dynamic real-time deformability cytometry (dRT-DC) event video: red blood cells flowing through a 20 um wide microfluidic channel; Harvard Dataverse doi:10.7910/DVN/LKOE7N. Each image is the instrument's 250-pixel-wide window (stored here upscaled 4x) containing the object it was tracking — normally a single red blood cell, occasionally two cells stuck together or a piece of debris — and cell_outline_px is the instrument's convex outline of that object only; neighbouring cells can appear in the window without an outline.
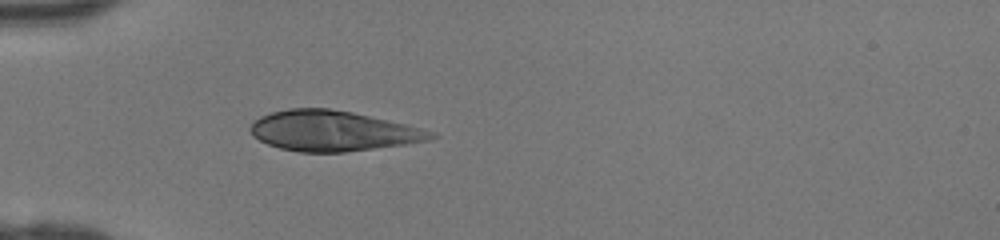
{"species": "human", "species_latin": "Homo sapiens", "temperature_condition": "room temperature", "stored_images_in_passage": 32, "camera_frame_rate_fps": 3000, "um_per_image_px": 0.085, "donor": {"sex": "female"}, "frame": {"image": 1, "passage_image": 1, "time_ms": 0.0, "image_size_px": [1000, 240], "cell_outline_px": [[440, 136], [432, 140], [404, 144], [344, 152], [300, 152], [280, 148], [268, 144], [252, 136], [248, 128], [260, 116], [272, 112], [288, 108], [328, 108], [352, 112], [404, 124], [436, 132]], "centroid_in_image_um": [28.28, 11.13], "position_along_channel_um": 56.7, "area_um2": 42.25}}
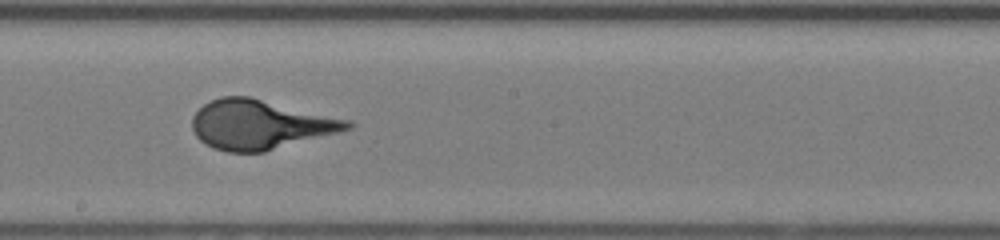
{"frame": {"image": 2, "passage_image": 13, "time_ms": 4.0, "image_size_px": [1000, 240], "cell_outline_px": [[356, 124], [352, 128], [340, 132], [264, 152], [228, 152], [216, 148], [200, 140], [196, 136], [192, 128], [192, 116], [204, 104], [220, 96], [248, 96], [352, 120]], "centroid_in_image_um": [22.15, 10.58], "position_along_channel_um": 226.1, "area_um2": 44.68}}
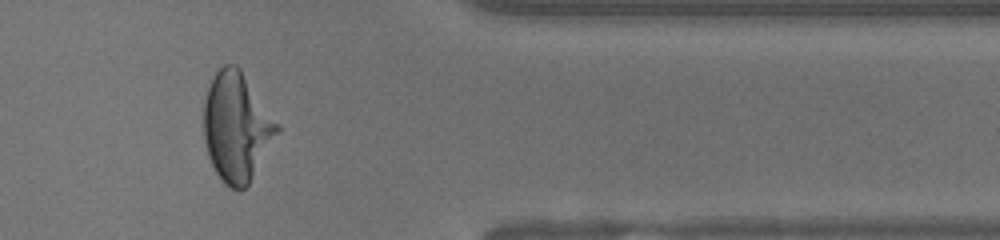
{"frame": {"image": 3, "passage_image": 25, "time_ms": 8.0, "image_size_px": [1000, 240], "cell_outline_px": [[280, 132], [248, 184], [244, 188], [232, 188], [224, 184], [216, 172], [208, 156], [204, 140], [204, 100], [208, 88], [216, 72], [224, 64], [236, 64], [240, 68], [280, 124]], "centroid_in_image_um": [20.13, 10.77], "position_along_channel_um": 391.3, "area_um2": 46.53}}